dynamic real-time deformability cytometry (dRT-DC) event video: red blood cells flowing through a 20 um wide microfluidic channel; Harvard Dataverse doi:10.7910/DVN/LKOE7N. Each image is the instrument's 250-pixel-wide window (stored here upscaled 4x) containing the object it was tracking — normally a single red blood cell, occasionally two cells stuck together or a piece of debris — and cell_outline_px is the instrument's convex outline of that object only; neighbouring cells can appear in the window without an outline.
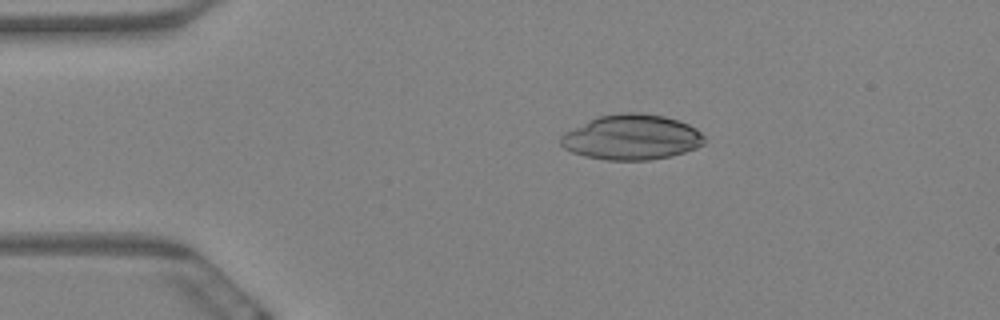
{"species": "Egyptian fruit bat (a non-hibernating species)", "species_latin": "Rousettus aegyptiacus", "temperature_condition": "warm", "stored_images_in_passage": 5, "camera_frame_rate_fps": 3000, "um_per_image_px": 0.085, "animal": {"sex": "female"}, "frame": {"image": 1, "passage_image": 4, "time_ms": 1.0, "image_size_px": [1000, 320], "cell_outline_px": [[704, 144], [696, 148], [672, 156], [648, 160], [604, 160], [584, 156], [572, 152], [564, 148], [560, 144], [560, 136], [564, 132], [600, 116], [624, 112], [640, 112], [664, 116], [688, 124], [696, 128], [704, 136]], "centroid_in_image_um": [53.69, 11.67], "position_along_channel_um": 31.3, "area_um2": 37.8}}